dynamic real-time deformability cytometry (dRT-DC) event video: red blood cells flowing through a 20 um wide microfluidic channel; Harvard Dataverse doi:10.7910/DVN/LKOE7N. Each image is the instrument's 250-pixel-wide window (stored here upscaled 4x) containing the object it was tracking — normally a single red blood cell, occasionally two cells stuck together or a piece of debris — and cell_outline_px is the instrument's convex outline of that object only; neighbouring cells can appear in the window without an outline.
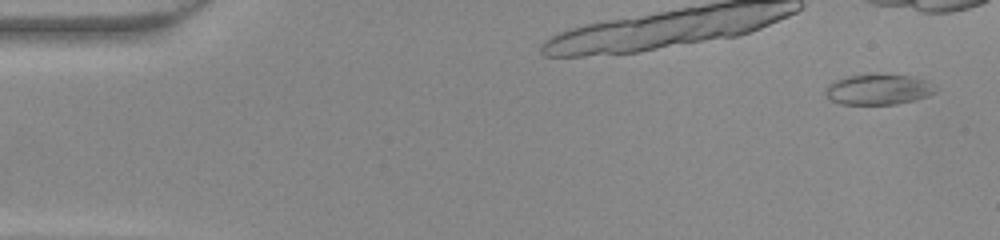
{"species": "common noctule bat (a hibernating species)", "species_latin": "Nyctalus noctula", "temperature_condition": "warm", "stored_images_in_passage": 11, "camera_frame_rate_fps": 3000, "um_per_image_px": 0.085, "animal": {"sex": "female", "body_mass_g": 22.0, "forearm_length_mm": 56.7}, "frame": {"image": 1, "passage_image": 2, "time_ms": 0.333, "image_size_px": [1000, 240], "cell_outline_px": [[940, 88], [936, 92], [928, 96], [916, 100], [896, 104], [840, 104], [828, 100], [824, 92], [828, 84], [844, 76], [868, 72], [880, 72], [912, 76], [924, 80]], "centroid_in_image_um": [74.65, 7.56], "position_along_channel_um": 10.4, "area_um2": 20.52}}